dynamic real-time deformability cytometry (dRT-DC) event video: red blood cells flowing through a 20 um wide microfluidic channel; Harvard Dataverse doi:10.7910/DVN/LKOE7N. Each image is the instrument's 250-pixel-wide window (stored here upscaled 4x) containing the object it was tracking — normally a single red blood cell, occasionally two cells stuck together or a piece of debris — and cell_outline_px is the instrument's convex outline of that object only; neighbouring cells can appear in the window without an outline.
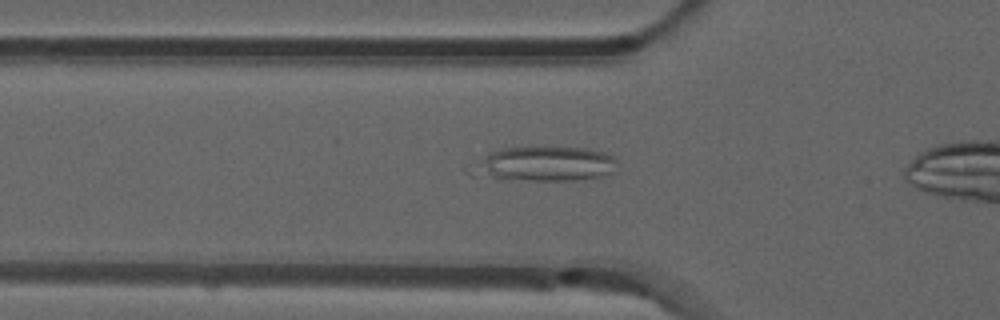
{"species": "common noctule bat (a hibernating species)", "species_latin": "Nyctalus noctula", "temperature_condition": "room temperature", "stored_images_in_passage": 20, "camera_frame_rate_fps": 3000, "um_per_image_px": 0.085, "animal": {"sex": "male", "forearm_length_mm": 52.5}, "frame": {"image": 1, "passage_image": 2, "time_ms": 0.333, "image_size_px": [1000, 320], "cell_outline_px": [[616, 160], [612, 172], [604, 176], [584, 180], [496, 180], [472, 176], [464, 172], [464, 168], [488, 152], [500, 148], [584, 148], [604, 152], [612, 156]], "centroid_in_image_um": [46.07, 13.97], "position_along_channel_um": 79.7, "area_um2": 30.23}}
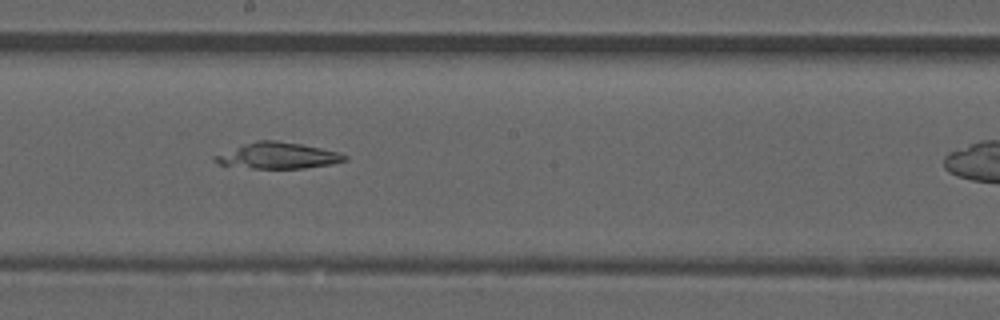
{"frame": {"image": 2, "passage_image": 13, "time_ms": 4.0, "image_size_px": [1000, 320], "cell_outline_px": [[348, 160], [332, 164], [304, 168], [224, 168], [216, 164], [212, 160], [212, 156], [244, 144], [256, 140], [276, 140], [300, 144], [340, 152], [348, 156]], "centroid_in_image_um": [23.53, 13.25], "position_along_channel_um": 224.7, "area_um2": 20.17}}
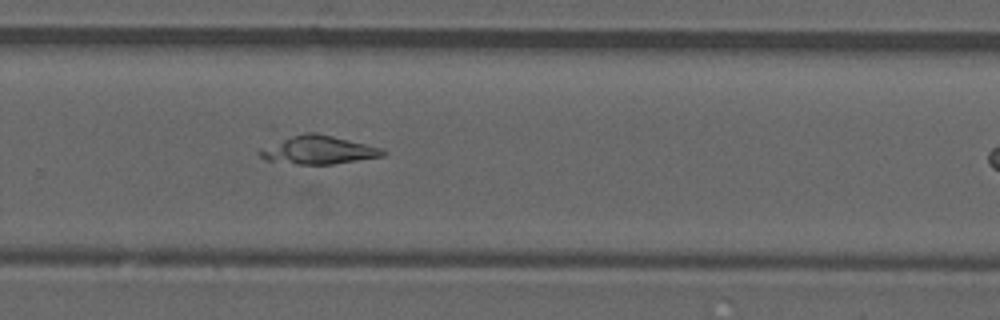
{"frame": {"image": 3, "passage_image": 19, "time_ms": 6.0, "image_size_px": [1000, 320], "cell_outline_px": [[384, 156], [332, 164], [296, 164], [264, 160], [256, 152], [260, 148], [304, 132], [316, 132], [384, 148]], "centroid_in_image_um": [27.05, 12.75], "position_along_channel_um": 302.8, "area_um2": 20.17}}